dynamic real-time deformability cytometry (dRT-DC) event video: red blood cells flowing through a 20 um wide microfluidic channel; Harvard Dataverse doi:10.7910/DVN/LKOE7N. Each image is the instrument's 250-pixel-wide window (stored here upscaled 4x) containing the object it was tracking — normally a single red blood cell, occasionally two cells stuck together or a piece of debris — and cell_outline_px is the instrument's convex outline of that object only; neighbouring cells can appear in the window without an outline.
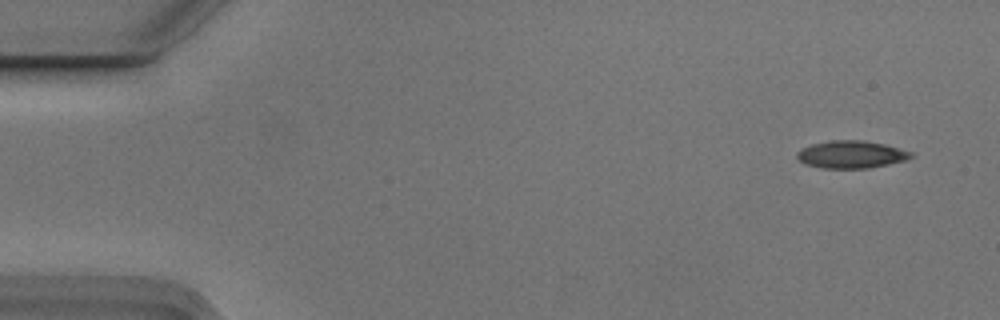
{"species": "Egyptian fruit bat (a non-hibernating species)", "species_latin": "Rousettus aegyptiacus", "temperature_condition": "cold", "stored_images_in_passage": 4, "camera_frame_rate_fps": 3000, "um_per_image_px": 0.085, "animal": {"sex": "male"}, "frame": {"image": 1, "passage_image": 1, "time_ms": 0.0, "image_size_px": [1000, 320], "cell_outline_px": [[916, 156], [908, 160], [868, 168], [820, 168], [804, 164], [796, 156], [796, 152], [800, 148], [812, 144], [828, 140], [864, 140], [884, 144], [912, 152]], "centroid_in_image_um": [72.35, 13.13], "position_along_channel_um": 12.7, "area_um2": 18.5}}
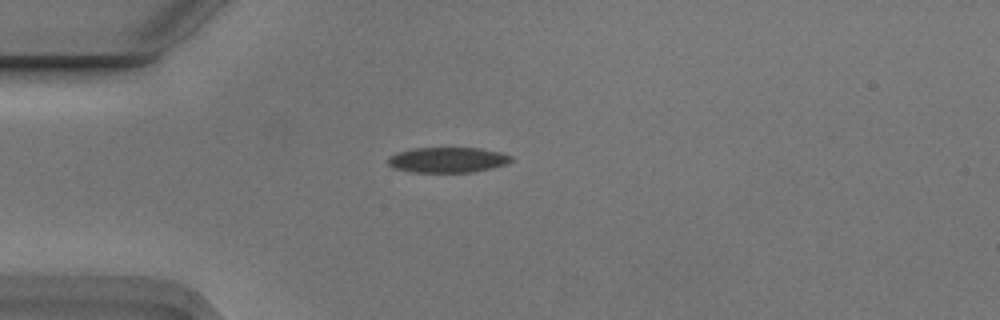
{"frame": {"image": 2, "passage_image": 4, "time_ms": 1.0, "image_size_px": [1000, 320], "cell_outline_px": [[512, 160], [508, 164], [492, 168], [472, 172], [408, 172], [392, 168], [388, 164], [388, 156], [396, 152], [412, 148], [480, 148], [500, 152], [512, 156]], "centroid_in_image_um": [38.02, 13.59], "position_along_channel_um": 47.0, "area_um2": 18.44}}